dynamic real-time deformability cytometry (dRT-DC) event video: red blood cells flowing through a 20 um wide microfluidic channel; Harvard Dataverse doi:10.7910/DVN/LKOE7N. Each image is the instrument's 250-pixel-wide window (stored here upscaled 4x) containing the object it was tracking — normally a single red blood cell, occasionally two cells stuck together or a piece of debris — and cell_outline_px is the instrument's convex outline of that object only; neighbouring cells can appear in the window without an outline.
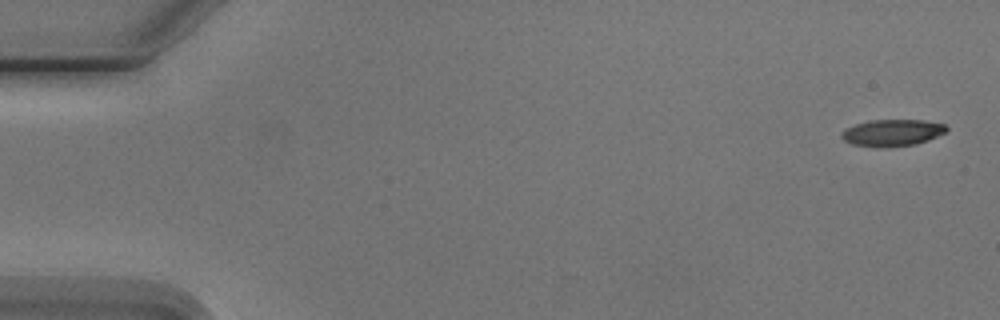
{"species": "Egyptian fruit bat (a non-hibernating species)", "species_latin": "Rousettus aegyptiacus", "temperature_condition": "cold", "stored_images_in_passage": 5, "camera_frame_rate_fps": 3000, "um_per_image_px": 0.085, "animal": {"sex": "male"}, "frame": {"image": 1, "passage_image": 1, "time_ms": 0.0, "image_size_px": [1000, 320], "cell_outline_px": [[948, 128], [944, 132], [928, 140], [916, 144], [852, 144], [844, 140], [840, 136], [840, 132], [856, 124], [872, 120], [924, 120], [944, 124]], "centroid_in_image_um": [75.87, 11.22], "position_along_channel_um": 9.1, "area_um2": 15.32}}
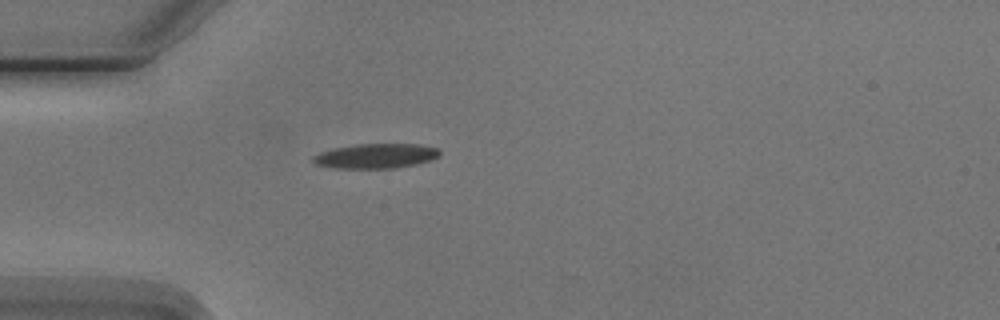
{"frame": {"image": 2, "passage_image": 5, "time_ms": 4.667, "image_size_px": [1000, 320], "cell_outline_px": [[440, 156], [432, 160], [416, 164], [396, 168], [336, 168], [316, 164], [312, 160], [312, 156], [320, 152], [332, 148], [356, 144], [420, 144], [436, 148], [440, 152]], "centroid_in_image_um": [31.95, 13.25], "position_along_channel_um": 53.0, "area_um2": 18.32}}